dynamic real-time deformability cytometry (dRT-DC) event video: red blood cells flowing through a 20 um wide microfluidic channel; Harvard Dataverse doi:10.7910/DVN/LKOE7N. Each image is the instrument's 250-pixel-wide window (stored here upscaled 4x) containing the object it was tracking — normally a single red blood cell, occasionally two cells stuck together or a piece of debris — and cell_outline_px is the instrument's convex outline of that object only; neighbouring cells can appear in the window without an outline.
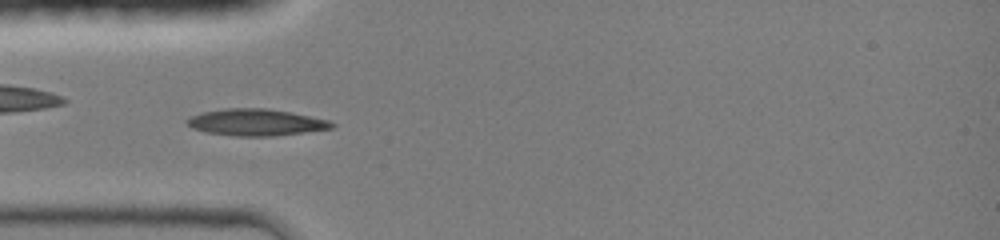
{"species": "common noctule bat (a hibernating species)", "species_latin": "Nyctalus noctula", "temperature_condition": "room temperature", "stored_images_in_passage": 43, "camera_frame_rate_fps": 3000, "um_per_image_px": 0.085, "animal": {"sex": "female", "body_mass_g": 19.0, "forearm_length_mm": 51.5}, "frame": {"image": 1, "passage_image": 12, "time_ms": 3.667, "image_size_px": [1000, 240], "cell_outline_px": [[336, 124], [332, 128], [272, 136], [236, 136], [204, 132], [192, 128], [184, 120], [200, 112], [224, 108], [268, 108], [292, 112], [328, 120]], "centroid_in_image_um": [21.71, 10.39], "position_along_channel_um": 63.3, "area_um2": 22.54}}
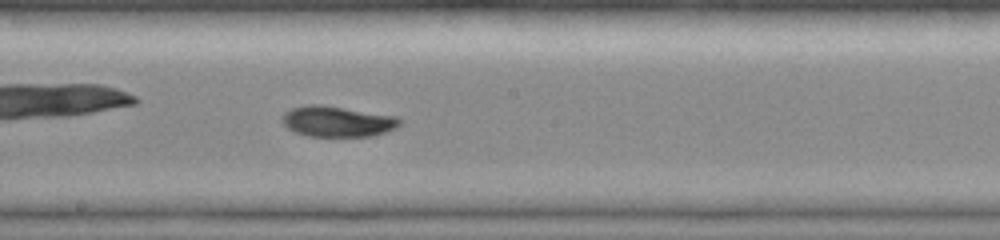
{"frame": {"image": 2, "passage_image": 23, "time_ms": 7.333, "image_size_px": [1000, 240], "cell_outline_px": [[400, 124], [396, 128], [372, 136], [308, 136], [296, 132], [288, 128], [280, 120], [280, 116], [284, 112], [292, 108], [308, 104], [320, 104], [396, 116], [400, 120]], "centroid_in_image_um": [28.63, 10.31], "position_along_channel_um": 219.6, "area_um2": 20.98}}
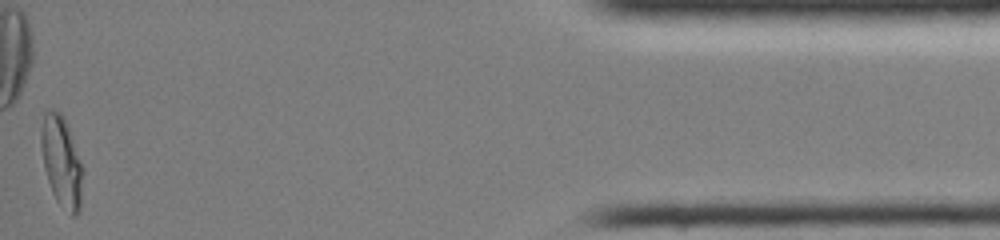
{"frame": {"image": 3, "passage_image": 43, "time_ms": 14.0, "image_size_px": [1000, 240], "cell_outline_px": [[84, 172], [80, 212], [76, 216], [72, 216], [56, 200], [52, 192], [44, 168], [40, 144], [40, 132], [44, 112], [60, 112], [68, 128]], "centroid_in_image_um": [5.24, 13.81], "position_along_channel_um": 430.0, "area_um2": 21.85}, "authors_computed_cell_mechanics": {"area_um2": 20.4612, "velocity_mm_per_s": 4.2726, "shape_relaxation_time_tau1_ms": 6.3521, "shape_relaxation_time_tau2_ms": 5.1556, "deformation_change_tau1": 0.1839, "deformation_change_tau2": 0.0443}}